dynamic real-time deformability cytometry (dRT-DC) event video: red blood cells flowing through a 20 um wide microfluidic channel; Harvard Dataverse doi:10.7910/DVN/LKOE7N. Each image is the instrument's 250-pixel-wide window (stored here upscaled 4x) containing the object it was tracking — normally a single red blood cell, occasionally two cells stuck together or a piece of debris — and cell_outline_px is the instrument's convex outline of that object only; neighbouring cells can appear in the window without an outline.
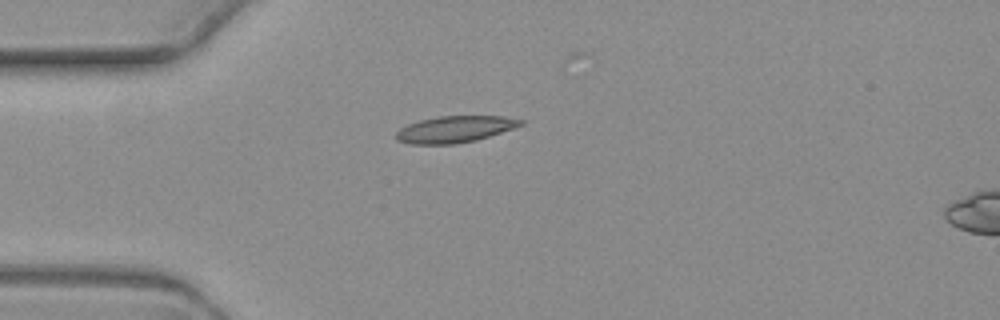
{"species": "common noctule bat (a hibernating species)", "species_latin": "Nyctalus noctula", "temperature_condition": "warm", "stored_images_in_passage": 9, "camera_frame_rate_fps": 3000, "um_per_image_px": 0.085, "animal": {"sex": "female", "body_mass_g": 19.3, "forearm_length_mm": 54.1}, "frame": {"image": 1, "passage_image": 3, "time_ms": 3.333, "image_size_px": [1000, 320], "cell_outline_px": [[524, 124], [476, 140], [452, 144], [412, 144], [396, 140], [396, 132], [400, 128], [408, 124], [420, 120], [440, 116], [504, 116], [524, 120]], "centroid_in_image_um": [38.64, 10.98], "position_along_channel_um": 46.4, "area_um2": 19.07}}
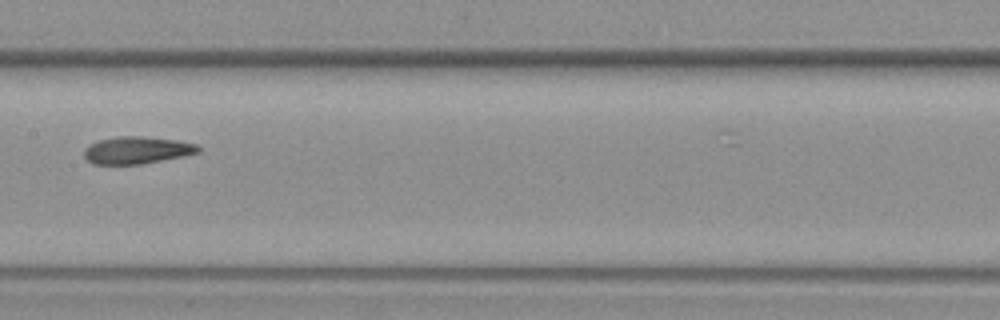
{"frame": {"image": 2, "passage_image": 7, "time_ms": 8.0, "image_size_px": [1000, 320], "cell_outline_px": [[200, 152], [184, 156], [140, 164], [92, 164], [84, 156], [84, 148], [100, 140], [116, 136], [144, 136], [176, 140], [196, 144], [200, 148]], "centroid_in_image_um": [11.64, 12.76], "position_along_channel_um": 195.8, "area_um2": 18.03}}
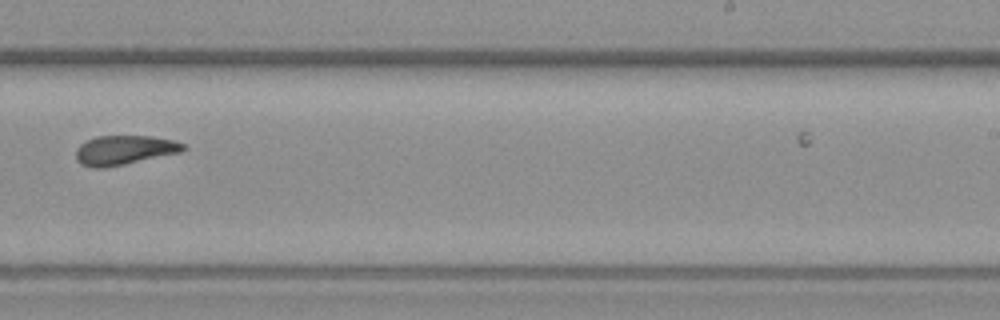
{"frame": {"image": 3, "passage_image": 9, "time_ms": 10.333, "image_size_px": [1000, 320], "cell_outline_px": [[188, 148], [180, 152], [124, 164], [104, 168], [92, 168], [80, 164], [76, 160], [76, 148], [80, 144], [96, 136], [152, 136], [172, 140], [184, 144]], "centroid_in_image_um": [10.53, 12.76], "position_along_channel_um": 278.5, "area_um2": 18.32}}